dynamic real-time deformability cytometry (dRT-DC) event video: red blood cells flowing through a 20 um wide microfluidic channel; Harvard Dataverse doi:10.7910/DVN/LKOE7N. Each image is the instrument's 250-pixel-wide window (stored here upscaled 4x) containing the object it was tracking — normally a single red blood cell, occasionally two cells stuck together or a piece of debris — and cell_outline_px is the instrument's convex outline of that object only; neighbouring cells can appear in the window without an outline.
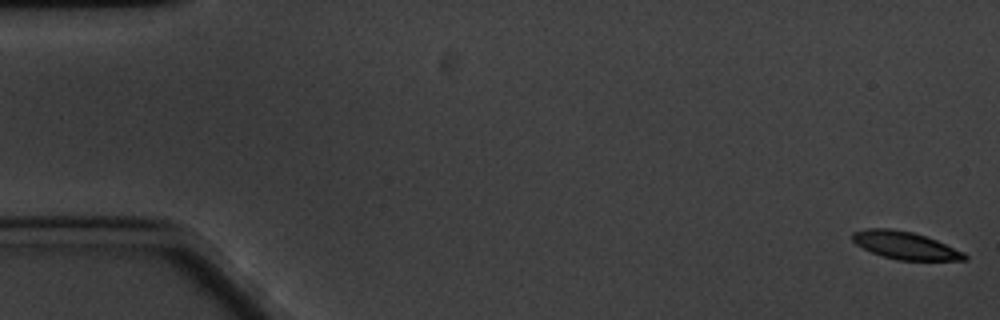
{"species": "common noctule bat (a hibernating species)", "species_latin": "Nyctalus noctula", "temperature_condition": "cold", "stored_images_in_passage": 52, "camera_frame_rate_fps": 3000, "um_per_image_px": 0.085, "animal": {"sex": "male", "body_mass_g": 20.1, "forearm_length_mm": 53.5}, "frame": {"image": 1, "passage_image": 1, "time_ms": 0.0, "image_size_px": [1000, 320], "cell_outline_px": [[968, 260], [896, 260], [872, 252], [856, 244], [852, 240], [852, 232], [868, 228], [888, 228], [912, 232], [936, 240], [964, 252], [968, 256]], "centroid_in_image_um": [76.94, 20.86], "position_along_channel_um": 8.1, "area_um2": 17.86}}
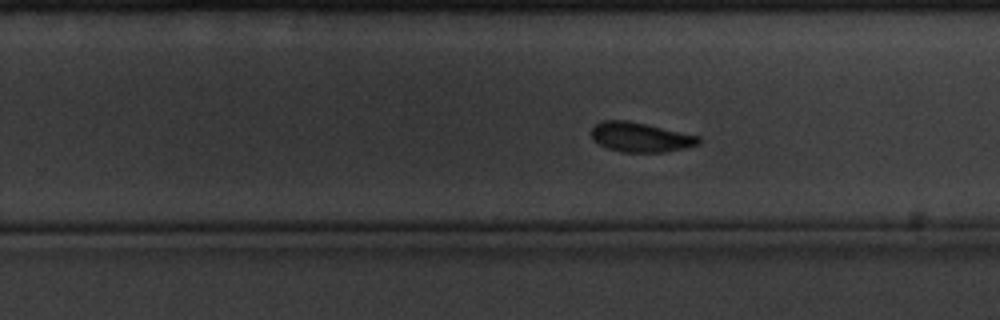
{"frame": {"image": 2, "passage_image": 38, "time_ms": 12.333, "image_size_px": [1000, 320], "cell_outline_px": [[700, 144], [684, 148], [664, 152], [620, 152], [608, 148], [600, 144], [592, 136], [592, 128], [600, 120], [628, 120], [700, 136]], "centroid_in_image_um": [54.45, 11.65], "position_along_channel_um": 275.3, "area_um2": 18.38}}
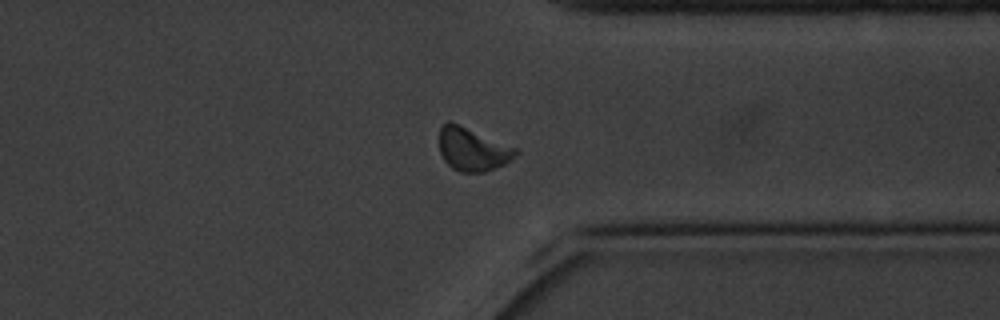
{"frame": {"image": 3, "passage_image": 47, "time_ms": 15.333, "image_size_px": [1000, 320], "cell_outline_px": [[520, 152], [504, 164], [484, 172], [460, 172], [452, 168], [444, 160], [440, 152], [440, 128], [448, 120], [516, 148]], "centroid_in_image_um": [40.15, 12.7], "position_along_channel_um": 371.2, "area_um2": 18.84}, "authors_computed_cell_mechanics": {"area_um2": 18.9584, "velocity_mm_per_s": 3.2664, "shape_relaxation_time_tau1_ms": null, "shape_relaxation_time_tau2_ms": 5.5179, "deformation_change_tau1": null, "deformation_change_tau2": 0.1039}}